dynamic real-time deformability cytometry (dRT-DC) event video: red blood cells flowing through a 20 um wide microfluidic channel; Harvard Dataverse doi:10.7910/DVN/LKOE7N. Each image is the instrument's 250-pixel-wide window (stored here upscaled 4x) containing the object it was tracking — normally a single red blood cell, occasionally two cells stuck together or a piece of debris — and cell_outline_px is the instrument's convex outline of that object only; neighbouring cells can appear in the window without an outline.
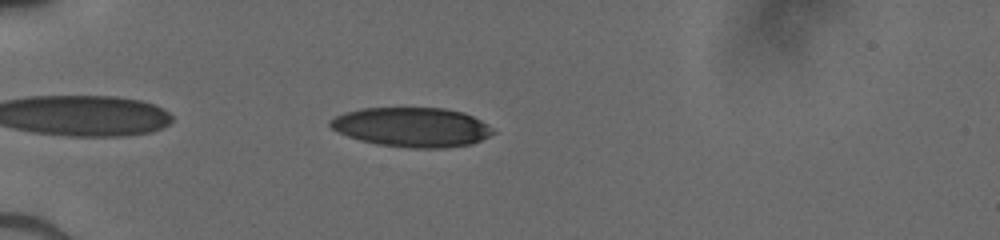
{"species": "human", "species_latin": "Homo sapiens", "temperature_condition": "cold", "stored_images_in_passage": 15, "camera_frame_rate_fps": 3000, "um_per_image_px": 0.085, "donor": {"sex": "male"}, "frame": {"image": 1, "passage_image": 2, "time_ms": 0.667, "image_size_px": [1000, 240], "cell_outline_px": [[496, 132], [472, 144], [448, 148], [412, 148], [376, 144], [360, 140], [348, 136], [332, 128], [328, 124], [328, 120], [344, 112], [360, 108], [444, 108], [464, 112], [488, 124]], "centroid_in_image_um": [35.02, 10.81], "position_along_channel_um": 50.0, "area_um2": 37.57}}
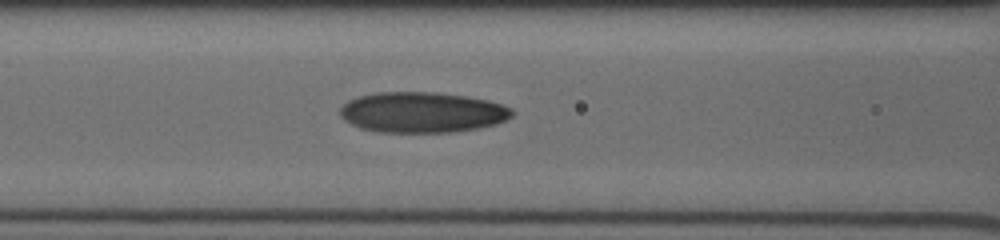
{"frame": {"image": 2, "passage_image": 8, "time_ms": 3.333, "image_size_px": [1000, 240], "cell_outline_px": [[516, 112], [512, 116], [496, 124], [476, 128], [452, 132], [380, 132], [360, 128], [344, 120], [340, 116], [340, 108], [348, 100], [360, 96], [376, 92], [436, 92], [464, 96], [488, 100], [512, 108]], "centroid_in_image_um": [35.88, 9.54], "position_along_channel_um": 130.7, "area_um2": 40.63}}
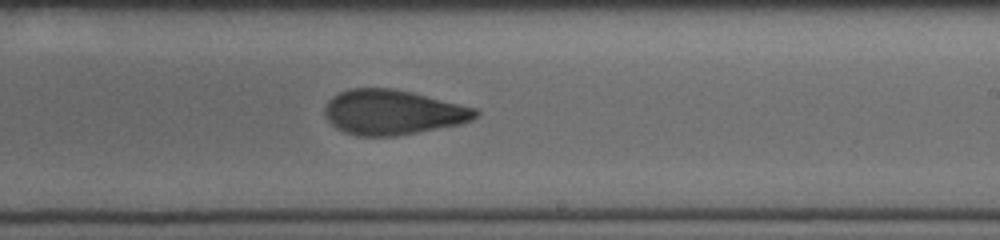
{"frame": {"image": 3, "passage_image": 15, "time_ms": 6.333, "image_size_px": [1000, 240], "cell_outline_px": [[480, 112], [472, 120], [460, 124], [396, 136], [360, 136], [344, 132], [336, 128], [328, 120], [324, 112], [324, 108], [328, 100], [332, 96], [348, 88], [392, 88], [412, 92], [476, 108]], "centroid_in_image_um": [33.36, 9.54], "position_along_channel_um": 255.6, "area_um2": 39.42}}